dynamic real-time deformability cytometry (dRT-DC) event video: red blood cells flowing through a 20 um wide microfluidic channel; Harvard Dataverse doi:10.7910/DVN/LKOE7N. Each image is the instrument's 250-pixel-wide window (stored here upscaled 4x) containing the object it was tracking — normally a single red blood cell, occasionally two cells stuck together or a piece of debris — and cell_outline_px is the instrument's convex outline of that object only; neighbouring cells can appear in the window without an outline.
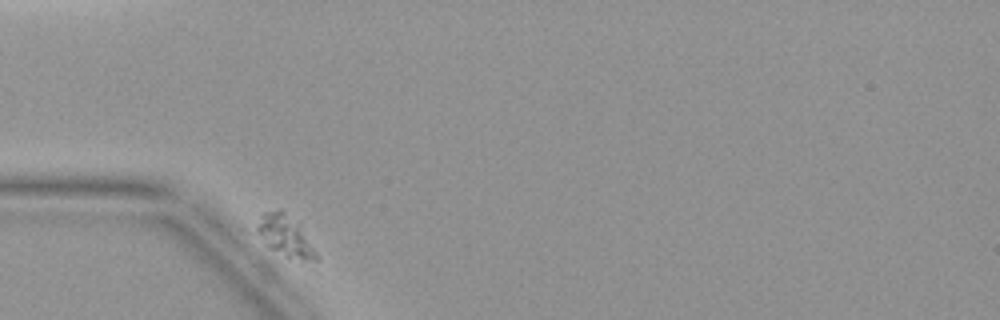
{"species": "common noctule bat (a hibernating species)", "species_latin": "Nyctalus noctula", "temperature_condition": "warm", "stored_images_in_passage": 4, "camera_frame_rate_fps": 3000, "um_per_image_px": 0.085, "animal": {"sex": "female", "body_mass_g": 19.9}, "frame": {"image": 1, "passage_image": 1, "time_ms": 0.0, "image_size_px": [1000, 320], "cell_outline_px": [[320, 260], [300, 260], [288, 256], [272, 248], [252, 228], [252, 224], [260, 212], [280, 208], [300, 224], [320, 256]], "centroid_in_image_um": [24.21, 19.97], "position_along_channel_um": 60.8, "area_um2": 14.62}}
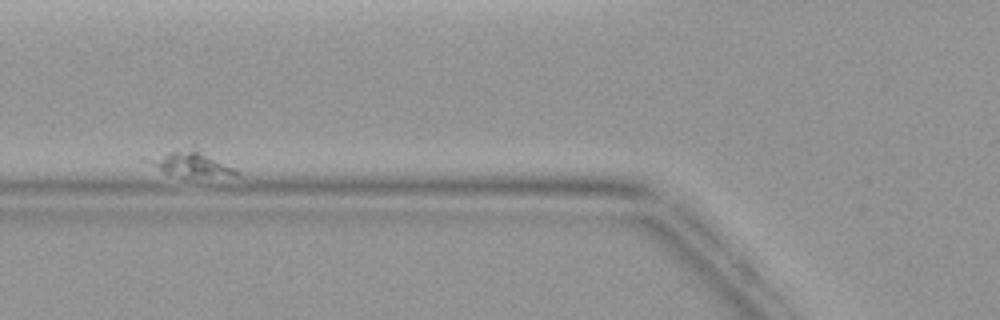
{"frame": {"image": 2, "passage_image": 3, "time_ms": 2.667, "image_size_px": [1000, 320], "cell_outline_px": [[240, 172], [236, 176], [180, 176], [164, 172], [140, 160], [140, 156], [192, 144], [236, 168]], "centroid_in_image_um": [16.09, 13.82], "position_along_channel_um": 109.7, "area_um2": 14.28}}